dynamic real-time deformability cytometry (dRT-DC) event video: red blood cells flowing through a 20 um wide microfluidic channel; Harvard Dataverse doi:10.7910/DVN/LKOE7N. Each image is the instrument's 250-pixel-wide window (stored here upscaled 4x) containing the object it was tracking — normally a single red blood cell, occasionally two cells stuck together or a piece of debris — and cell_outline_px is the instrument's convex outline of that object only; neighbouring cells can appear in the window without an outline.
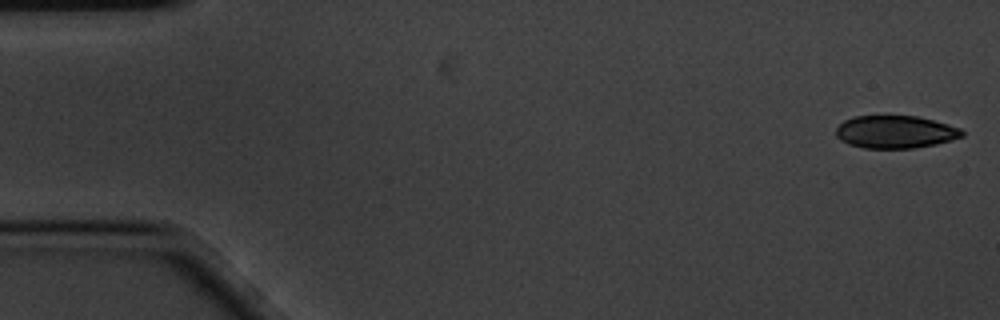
{"species": "common noctule bat (a hibernating species)", "species_latin": "Nyctalus noctula", "temperature_condition": "cold", "stored_images_in_passage": 3, "camera_frame_rate_fps": 3000, "um_per_image_px": 0.085, "animal": {"sex": "male", "body_mass_g": 20.1, "forearm_length_mm": 53.5}, "frame": {"image": 1, "passage_image": 1, "time_ms": 0.0, "image_size_px": [1000, 320], "cell_outline_px": [[964, 136], [936, 144], [912, 148], [864, 148], [848, 144], [840, 140], [836, 136], [836, 128], [844, 120], [856, 116], [916, 116], [948, 124], [960, 128], [964, 132]], "centroid_in_image_um": [76.09, 11.21], "position_along_channel_um": 8.9, "area_um2": 23.93}}